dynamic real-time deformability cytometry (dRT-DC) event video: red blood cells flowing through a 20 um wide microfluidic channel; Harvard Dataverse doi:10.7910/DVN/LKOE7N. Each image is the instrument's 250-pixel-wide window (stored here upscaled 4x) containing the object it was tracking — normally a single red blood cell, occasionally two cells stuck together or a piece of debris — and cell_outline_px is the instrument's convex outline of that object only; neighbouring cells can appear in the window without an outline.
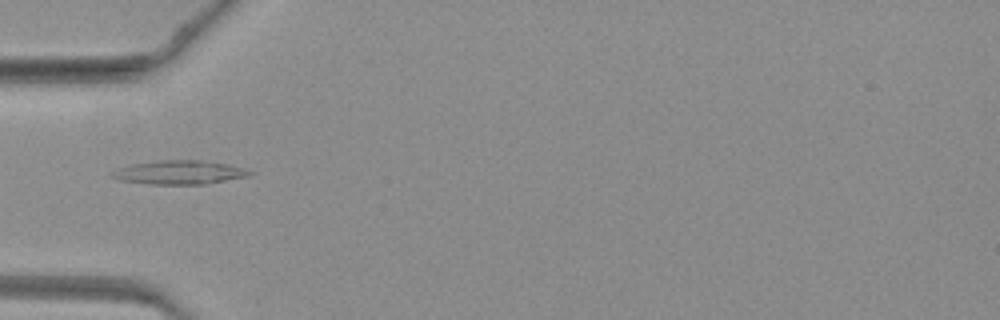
{"species": "common noctule bat (a hibernating species)", "species_latin": "Nyctalus noctula", "temperature_condition": "warm", "stored_images_in_passage": 33, "camera_frame_rate_fps": 3000, "um_per_image_px": 0.085, "animal": {"sex": "female", "body_mass_g": 19.3, "forearm_length_mm": 54.1}, "frame": {"image": 1, "passage_image": 2, "time_ms": 0.333, "image_size_px": [1000, 320], "cell_outline_px": [[252, 172], [248, 176], [204, 184], [148, 184], [120, 180], [108, 176], [108, 172], [116, 168], [128, 164], [160, 160], [200, 160], [228, 164], [244, 168]], "centroid_in_image_um": [15.13, 14.64], "position_along_channel_um": 69.9, "area_um2": 19.25}}
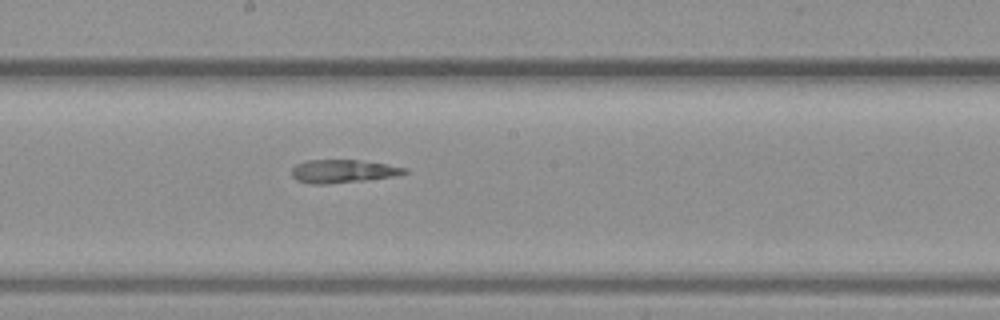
{"frame": {"image": 2, "passage_image": 12, "time_ms": 3.667, "image_size_px": [1000, 320], "cell_outline_px": [[408, 172], [392, 176], [364, 180], [328, 184], [312, 184], [296, 180], [292, 176], [292, 168], [296, 164], [304, 160], [356, 160], [384, 164], [408, 168]], "centroid_in_image_um": [29.09, 14.55], "position_along_channel_um": 219.1, "area_um2": 15.09}}
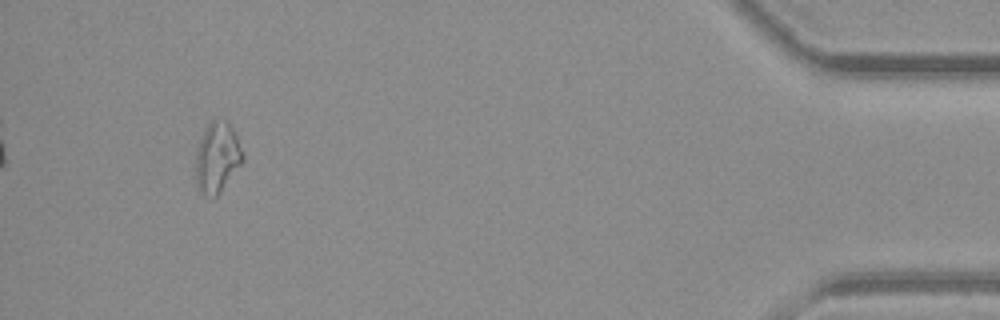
{"frame": {"image": 3, "passage_image": 30, "time_ms": 9.667, "image_size_px": [1000, 320], "cell_outline_px": [[244, 160], [220, 192], [212, 200], [204, 196], [196, 188], [196, 148], [208, 124], [212, 120], [224, 120], [236, 132], [244, 152]], "centroid_in_image_um": [18.46, 13.43], "position_along_channel_um": 416.7, "area_um2": 19.54}}